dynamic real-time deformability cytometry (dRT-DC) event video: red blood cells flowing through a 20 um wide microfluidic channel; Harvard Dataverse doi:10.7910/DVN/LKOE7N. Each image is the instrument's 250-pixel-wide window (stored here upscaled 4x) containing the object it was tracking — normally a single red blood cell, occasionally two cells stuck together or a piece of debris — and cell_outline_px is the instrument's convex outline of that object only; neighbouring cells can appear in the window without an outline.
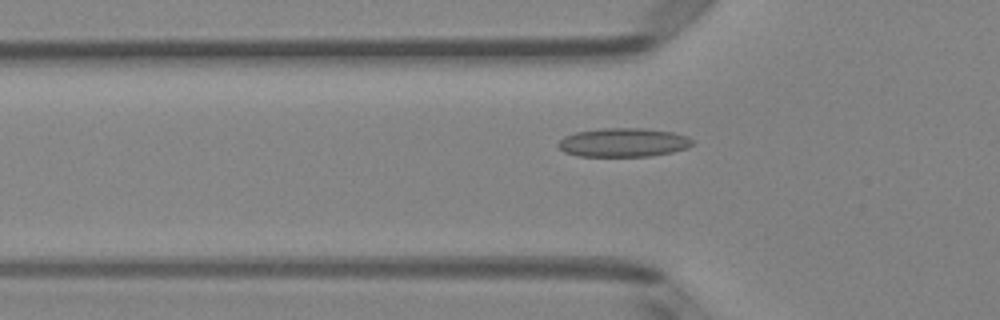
{"species": "Egyptian fruit bat (a non-hibernating species)", "species_latin": "Rousettus aegyptiacus", "temperature_condition": "room temperature", "stored_images_in_passage": 49, "camera_frame_rate_fps": 3000, "um_per_image_px": 0.085, "animal": {"sex": "female"}, "frame": {"image": 1, "passage_image": 17, "time_ms": 5.333, "image_size_px": [1000, 320], "cell_outline_px": [[692, 144], [688, 148], [672, 152], [652, 156], [576, 156], [564, 152], [556, 144], [564, 136], [576, 132], [604, 128], [644, 128], [672, 132], [688, 136], [692, 140]], "centroid_in_image_um": [52.98, 12.11], "position_along_channel_um": 72.8, "area_um2": 22.6}}
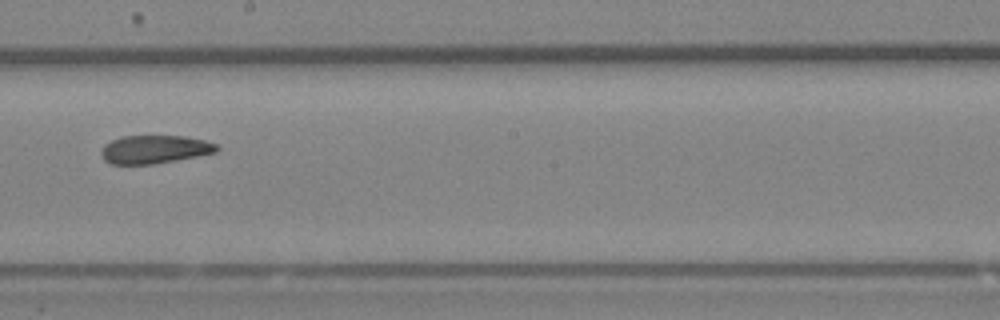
{"frame": {"image": 2, "passage_image": 29, "time_ms": 9.333, "image_size_px": [1000, 320], "cell_outline_px": [[220, 148], [216, 152], [176, 160], [152, 164], [108, 164], [104, 160], [100, 152], [104, 144], [112, 140], [124, 136], [184, 136], [204, 140], [216, 144]], "centroid_in_image_um": [13.11, 12.7], "position_along_channel_um": 235.1, "area_um2": 18.96}}
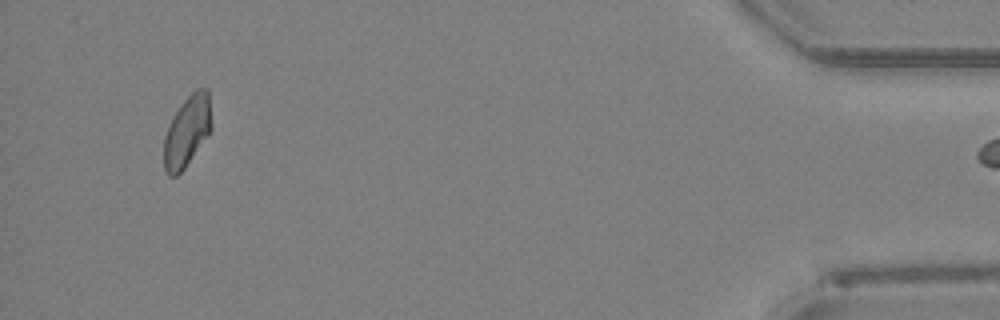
{"frame": {"image": 3, "passage_image": 48, "time_ms": 15.667, "image_size_px": [1000, 320], "cell_outline_px": [[212, 128], [208, 136], [184, 168], [176, 176], [168, 176], [164, 168], [164, 136], [180, 104], [196, 88], [208, 88], [212, 124]], "centroid_in_image_um": [15.92, 11.15], "position_along_channel_um": 419.3, "area_um2": 19.59}}